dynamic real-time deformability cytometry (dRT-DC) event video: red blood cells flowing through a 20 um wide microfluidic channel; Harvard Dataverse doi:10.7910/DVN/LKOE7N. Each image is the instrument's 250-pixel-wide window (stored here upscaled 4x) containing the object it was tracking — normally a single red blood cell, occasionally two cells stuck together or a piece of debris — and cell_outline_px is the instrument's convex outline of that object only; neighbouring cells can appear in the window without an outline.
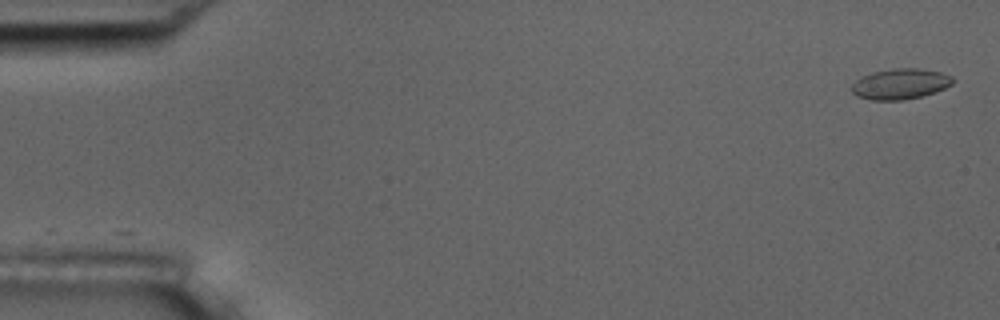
{"species": "common noctule bat (a hibernating species)", "species_latin": "Nyctalus noctula", "temperature_condition": "room temperature", "stored_images_in_passage": 6, "camera_frame_rate_fps": 3000, "um_per_image_px": 0.085, "animal": {"sex": "male", "body_mass_g": 17.5, "forearm_length_mm": 52.3}, "frame": {"image": 1, "passage_image": 1, "time_ms": 0.0, "image_size_px": [1000, 320], "cell_outline_px": [[952, 84], [936, 92], [904, 100], [872, 100], [856, 96], [852, 92], [852, 84], [856, 80], [872, 72], [892, 68], [920, 68], [940, 72], [952, 76]], "centroid_in_image_um": [76.51, 7.13], "position_along_channel_um": 8.5, "area_um2": 17.98}}
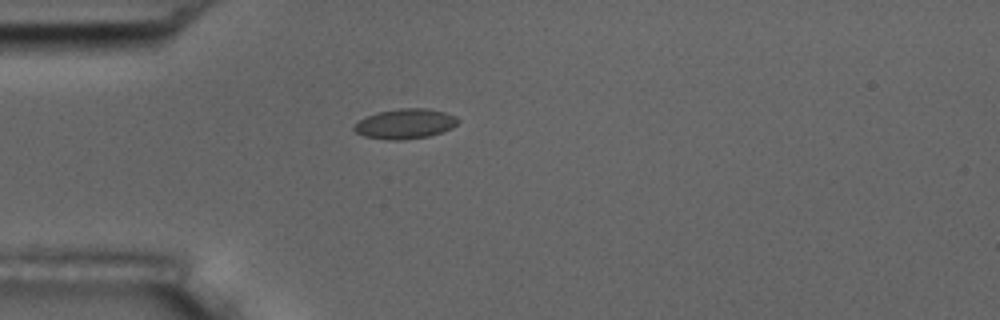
{"frame": {"image": 2, "passage_image": 5, "time_ms": 4.667, "image_size_px": [1000, 320], "cell_outline_px": [[460, 120], [452, 128], [428, 136], [400, 140], [388, 140], [364, 136], [356, 132], [352, 128], [364, 116], [376, 112], [400, 108], [428, 108], [444, 112], [456, 116]], "centroid_in_image_um": [34.42, 10.51], "position_along_channel_um": 50.6, "area_um2": 18.15}}